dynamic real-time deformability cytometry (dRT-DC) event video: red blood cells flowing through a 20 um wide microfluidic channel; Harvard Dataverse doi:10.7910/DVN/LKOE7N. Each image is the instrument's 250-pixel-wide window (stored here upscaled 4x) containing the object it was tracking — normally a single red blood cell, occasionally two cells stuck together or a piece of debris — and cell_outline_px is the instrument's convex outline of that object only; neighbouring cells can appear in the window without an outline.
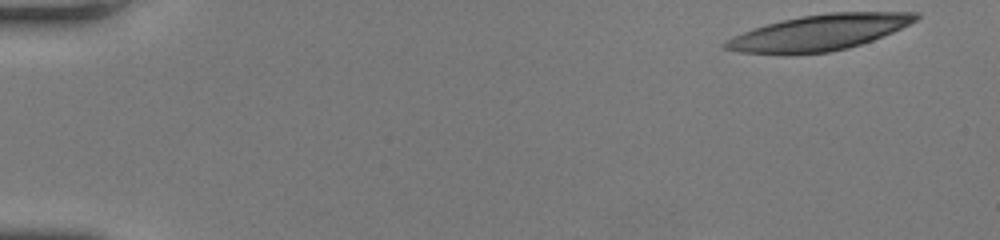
{"species": "human", "species_latin": "Homo sapiens", "temperature_condition": "room temperature", "stored_images_in_passage": 37, "camera_frame_rate_fps": 3000, "um_per_image_px": 0.085, "donor": {"sex": "female"}, "frame": {"image": 1, "passage_image": 1, "time_ms": 0.0, "image_size_px": [1000, 240], "cell_outline_px": [[920, 16], [916, 20], [892, 32], [872, 40], [848, 48], [828, 52], [740, 52], [724, 48], [720, 44], [732, 36], [768, 24], [800, 16], [832, 12], [920, 12]], "centroid_in_image_um": [69.68, 2.73], "position_along_channel_um": 15.3, "area_um2": 38.49}}
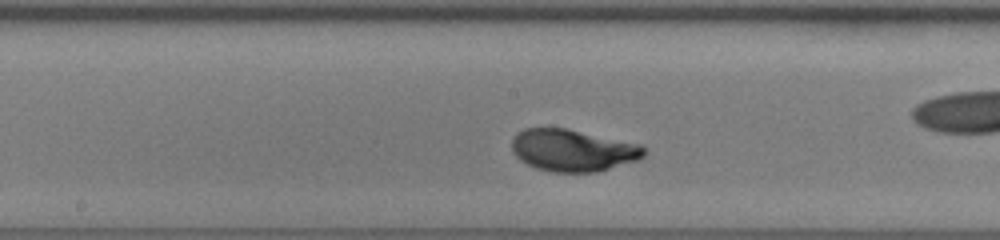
{"frame": {"image": 2, "passage_image": 22, "time_ms": 7.0, "image_size_px": [1000, 240], "cell_outline_px": [[644, 156], [636, 160], [600, 172], [552, 172], [536, 168], [520, 160], [512, 152], [512, 140], [516, 132], [524, 128], [568, 128], [640, 144], [644, 148]], "centroid_in_image_um": [48.66, 12.77], "position_along_channel_um": 199.5, "area_um2": 32.48}}
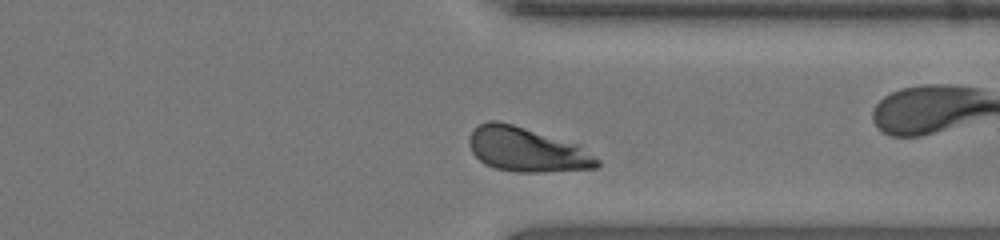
{"frame": {"image": 3, "passage_image": 34, "time_ms": 11.0, "image_size_px": [1000, 240], "cell_outline_px": [[600, 164], [596, 168], [544, 172], [516, 172], [496, 168], [484, 164], [472, 152], [468, 144], [468, 136], [480, 124], [488, 120], [496, 120], [512, 124], [580, 144], [600, 160]], "centroid_in_image_um": [44.79, 12.72], "position_along_channel_um": 366.6, "area_um2": 33.23}, "authors_computed_cell_mechanics": {"area_um2": 32.4836, "velocity_mm_per_s": 4.142, "shape_relaxation_time_tau1_ms": 2.7095, "shape_relaxation_time_tau2_ms": null, "deformation_change_tau1": 0.1589, "deformation_change_tau2": null}}